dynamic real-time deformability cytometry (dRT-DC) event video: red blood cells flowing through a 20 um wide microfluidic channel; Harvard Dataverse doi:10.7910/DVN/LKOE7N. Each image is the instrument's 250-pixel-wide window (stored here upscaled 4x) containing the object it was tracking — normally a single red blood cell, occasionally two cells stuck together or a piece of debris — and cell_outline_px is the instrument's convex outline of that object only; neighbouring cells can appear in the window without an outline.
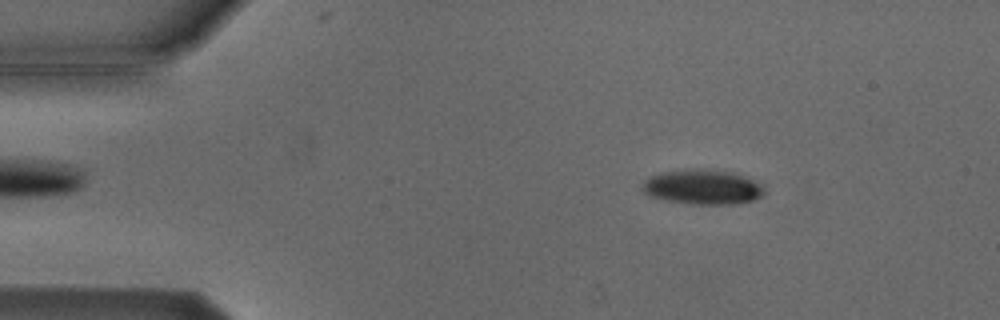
{"species": "Egyptian fruit bat (a non-hibernating species)", "species_latin": "Rousettus aegyptiacus", "temperature_condition": "cold", "stored_images_in_passage": 3, "camera_frame_rate_fps": 3000, "um_per_image_px": 0.085, "animal": {"sex": "male"}, "frame": {"image": 1, "passage_image": 1, "time_ms": 0.0, "image_size_px": [1000, 320], "cell_outline_px": [[764, 196], [756, 200], [732, 204], [696, 204], [668, 200], [652, 196], [644, 192], [644, 180], [652, 176], [664, 172], [688, 168], [692, 168], [736, 172], [764, 184]], "centroid_in_image_um": [59.83, 15.88], "position_along_channel_um": 25.2, "area_um2": 24.74}}